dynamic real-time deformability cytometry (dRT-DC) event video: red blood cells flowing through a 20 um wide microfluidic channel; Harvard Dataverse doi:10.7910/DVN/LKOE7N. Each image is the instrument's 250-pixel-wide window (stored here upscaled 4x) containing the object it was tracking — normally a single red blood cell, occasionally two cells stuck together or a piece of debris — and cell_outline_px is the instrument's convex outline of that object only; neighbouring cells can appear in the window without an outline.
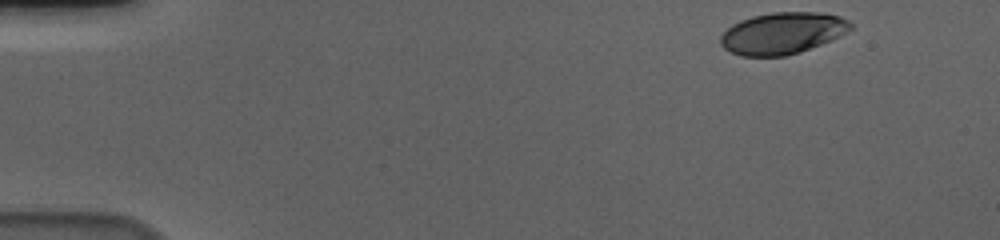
{"species": "human", "species_latin": "Homo sapiens", "temperature_condition": "cold", "stored_images_in_passage": 52, "camera_frame_rate_fps": 3000, "um_per_image_px": 0.085, "donor": {"sex": "male"}, "frame": {"image": 1, "passage_image": 1, "time_ms": 0.0, "image_size_px": [1000, 240], "cell_outline_px": [[852, 28], [848, 32], [820, 44], [800, 52], [784, 56], [740, 56], [724, 48], [720, 44], [720, 36], [732, 24], [740, 20], [752, 16], [772, 12], [820, 12], [840, 16], [848, 20], [852, 24]], "centroid_in_image_um": [66.5, 2.81], "position_along_channel_um": 18.5, "area_um2": 31.56}}
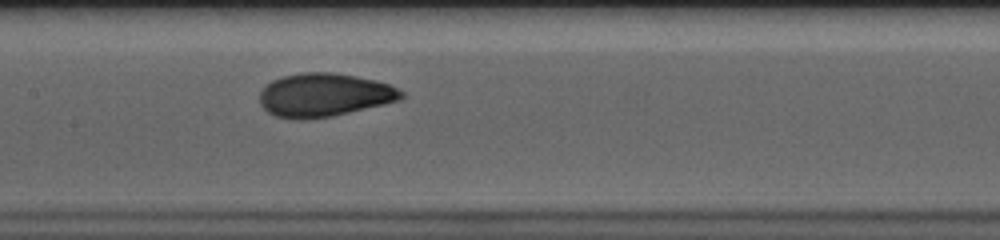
{"frame": {"image": 2, "passage_image": 24, "time_ms": 7.667, "image_size_px": [1000, 240], "cell_outline_px": [[404, 96], [400, 100], [384, 104], [332, 116], [300, 120], [276, 116], [268, 112], [260, 104], [260, 92], [272, 80], [284, 76], [304, 72], [332, 72], [356, 76], [388, 84], [404, 92]], "centroid_in_image_um": [27.55, 8.08], "position_along_channel_um": 179.8, "area_um2": 35.55}}
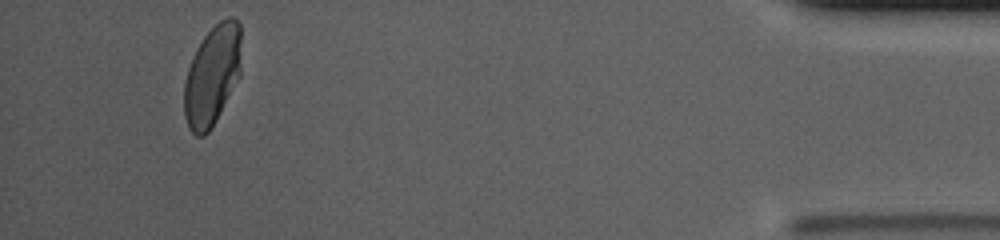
{"frame": {"image": 3, "passage_image": 49, "time_ms": 16.0, "image_size_px": [1000, 240], "cell_outline_px": [[240, 76], [216, 120], [208, 132], [204, 136], [196, 136], [188, 128], [184, 116], [184, 80], [192, 56], [196, 48], [204, 36], [220, 20], [228, 16], [232, 16], [240, 24]], "centroid_in_image_um": [18.02, 6.42], "position_along_channel_um": 417.2, "area_um2": 33.41}, "authors_computed_cell_mechanics": {"area_um2": 34.5933, "velocity_mm_per_s": 3.6324, "shape_relaxation_time_tau1_ms": 4.4304, "shape_relaxation_time_tau2_ms": null, "deformation_change_tau1": 0.1612, "deformation_change_tau2": null}}